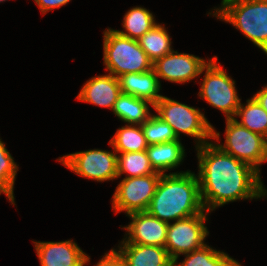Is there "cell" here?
<instances>
[{
	"label": "cell",
	"mask_w": 267,
	"mask_h": 266,
	"mask_svg": "<svg viewBox=\"0 0 267 266\" xmlns=\"http://www.w3.org/2000/svg\"><path fill=\"white\" fill-rule=\"evenodd\" d=\"M200 195L211 213L229 202L267 197L261 174L251 165L222 151L213 141L196 147Z\"/></svg>",
	"instance_id": "6da1fadb"
},
{
	"label": "cell",
	"mask_w": 267,
	"mask_h": 266,
	"mask_svg": "<svg viewBox=\"0 0 267 266\" xmlns=\"http://www.w3.org/2000/svg\"><path fill=\"white\" fill-rule=\"evenodd\" d=\"M204 210L198 176L186 170L161 175L147 212L171 223Z\"/></svg>",
	"instance_id": "7a4b0ae2"
},
{
	"label": "cell",
	"mask_w": 267,
	"mask_h": 266,
	"mask_svg": "<svg viewBox=\"0 0 267 266\" xmlns=\"http://www.w3.org/2000/svg\"><path fill=\"white\" fill-rule=\"evenodd\" d=\"M103 59L105 70L115 77L153 69V62L138 40L122 36L112 28L103 31Z\"/></svg>",
	"instance_id": "3957f363"
},
{
	"label": "cell",
	"mask_w": 267,
	"mask_h": 266,
	"mask_svg": "<svg viewBox=\"0 0 267 266\" xmlns=\"http://www.w3.org/2000/svg\"><path fill=\"white\" fill-rule=\"evenodd\" d=\"M231 24L267 55V0H237L214 15Z\"/></svg>",
	"instance_id": "277c9868"
},
{
	"label": "cell",
	"mask_w": 267,
	"mask_h": 266,
	"mask_svg": "<svg viewBox=\"0 0 267 266\" xmlns=\"http://www.w3.org/2000/svg\"><path fill=\"white\" fill-rule=\"evenodd\" d=\"M153 109L157 112L155 115L173 128L178 139L181 133L194 138L195 148L212 141L213 125L201 109L166 96H162Z\"/></svg>",
	"instance_id": "5b68a950"
},
{
	"label": "cell",
	"mask_w": 267,
	"mask_h": 266,
	"mask_svg": "<svg viewBox=\"0 0 267 266\" xmlns=\"http://www.w3.org/2000/svg\"><path fill=\"white\" fill-rule=\"evenodd\" d=\"M225 141L220 143V132L212 126V140L222 151L241 160L261 174V165L267 162V139L240 125L234 118L226 119ZM217 142V143H216Z\"/></svg>",
	"instance_id": "8992f818"
},
{
	"label": "cell",
	"mask_w": 267,
	"mask_h": 266,
	"mask_svg": "<svg viewBox=\"0 0 267 266\" xmlns=\"http://www.w3.org/2000/svg\"><path fill=\"white\" fill-rule=\"evenodd\" d=\"M217 60L218 57L214 56L203 67L205 73L202 82L200 81L198 96L215 109L222 111L225 119H231L234 118L241 99L236 89V81Z\"/></svg>",
	"instance_id": "52a82bcc"
},
{
	"label": "cell",
	"mask_w": 267,
	"mask_h": 266,
	"mask_svg": "<svg viewBox=\"0 0 267 266\" xmlns=\"http://www.w3.org/2000/svg\"><path fill=\"white\" fill-rule=\"evenodd\" d=\"M109 145L112 151L98 148L88 149L63 155L56 160L80 177L101 183L113 181L118 179L117 152L110 141Z\"/></svg>",
	"instance_id": "ba28073f"
},
{
	"label": "cell",
	"mask_w": 267,
	"mask_h": 266,
	"mask_svg": "<svg viewBox=\"0 0 267 266\" xmlns=\"http://www.w3.org/2000/svg\"><path fill=\"white\" fill-rule=\"evenodd\" d=\"M209 212L203 211L184 219L169 223L165 248L174 261H178L182 254L198 250L206 245L209 231L205 222Z\"/></svg>",
	"instance_id": "9c48e42d"
},
{
	"label": "cell",
	"mask_w": 267,
	"mask_h": 266,
	"mask_svg": "<svg viewBox=\"0 0 267 266\" xmlns=\"http://www.w3.org/2000/svg\"><path fill=\"white\" fill-rule=\"evenodd\" d=\"M162 174L123 178L112 196V209L115 213L126 215L147 211Z\"/></svg>",
	"instance_id": "30bf717a"
},
{
	"label": "cell",
	"mask_w": 267,
	"mask_h": 266,
	"mask_svg": "<svg viewBox=\"0 0 267 266\" xmlns=\"http://www.w3.org/2000/svg\"><path fill=\"white\" fill-rule=\"evenodd\" d=\"M188 53L172 51L153 63V69L161 85V79L172 83L185 84L199 77L203 67L209 62Z\"/></svg>",
	"instance_id": "8fae6325"
},
{
	"label": "cell",
	"mask_w": 267,
	"mask_h": 266,
	"mask_svg": "<svg viewBox=\"0 0 267 266\" xmlns=\"http://www.w3.org/2000/svg\"><path fill=\"white\" fill-rule=\"evenodd\" d=\"M126 216L131 220L127 226L122 227L126 231L123 239L127 243L165 247L169 223L150 215L147 211L134 212Z\"/></svg>",
	"instance_id": "7c38bea8"
},
{
	"label": "cell",
	"mask_w": 267,
	"mask_h": 266,
	"mask_svg": "<svg viewBox=\"0 0 267 266\" xmlns=\"http://www.w3.org/2000/svg\"><path fill=\"white\" fill-rule=\"evenodd\" d=\"M41 266H85L88 256L74 240L32 241Z\"/></svg>",
	"instance_id": "4fadbf2b"
},
{
	"label": "cell",
	"mask_w": 267,
	"mask_h": 266,
	"mask_svg": "<svg viewBox=\"0 0 267 266\" xmlns=\"http://www.w3.org/2000/svg\"><path fill=\"white\" fill-rule=\"evenodd\" d=\"M121 89L118 78L112 74L97 75L87 80L76 99L113 110Z\"/></svg>",
	"instance_id": "5bb4252c"
},
{
	"label": "cell",
	"mask_w": 267,
	"mask_h": 266,
	"mask_svg": "<svg viewBox=\"0 0 267 266\" xmlns=\"http://www.w3.org/2000/svg\"><path fill=\"white\" fill-rule=\"evenodd\" d=\"M118 245L116 250L126 266H173L165 247L127 243L124 239Z\"/></svg>",
	"instance_id": "9a60e30c"
},
{
	"label": "cell",
	"mask_w": 267,
	"mask_h": 266,
	"mask_svg": "<svg viewBox=\"0 0 267 266\" xmlns=\"http://www.w3.org/2000/svg\"><path fill=\"white\" fill-rule=\"evenodd\" d=\"M121 93L145 99L153 106L162 98L161 85L154 69L144 73H128L117 77Z\"/></svg>",
	"instance_id": "2e32d148"
},
{
	"label": "cell",
	"mask_w": 267,
	"mask_h": 266,
	"mask_svg": "<svg viewBox=\"0 0 267 266\" xmlns=\"http://www.w3.org/2000/svg\"><path fill=\"white\" fill-rule=\"evenodd\" d=\"M146 152L152 168L160 174L179 167L186 157L181 140L149 145Z\"/></svg>",
	"instance_id": "e0dca14e"
},
{
	"label": "cell",
	"mask_w": 267,
	"mask_h": 266,
	"mask_svg": "<svg viewBox=\"0 0 267 266\" xmlns=\"http://www.w3.org/2000/svg\"><path fill=\"white\" fill-rule=\"evenodd\" d=\"M150 107H154L153 104L145 99L121 93L112 112L126 124L142 125L153 114L150 112Z\"/></svg>",
	"instance_id": "ac0fdd59"
},
{
	"label": "cell",
	"mask_w": 267,
	"mask_h": 266,
	"mask_svg": "<svg viewBox=\"0 0 267 266\" xmlns=\"http://www.w3.org/2000/svg\"><path fill=\"white\" fill-rule=\"evenodd\" d=\"M155 20L149 9L135 6L125 13L122 21L123 30H115L122 36L138 40L157 23Z\"/></svg>",
	"instance_id": "d6986e66"
},
{
	"label": "cell",
	"mask_w": 267,
	"mask_h": 266,
	"mask_svg": "<svg viewBox=\"0 0 267 266\" xmlns=\"http://www.w3.org/2000/svg\"><path fill=\"white\" fill-rule=\"evenodd\" d=\"M140 47L154 63L158 58L172 52L171 36L161 23H156L148 32L138 39Z\"/></svg>",
	"instance_id": "ffe728a7"
},
{
	"label": "cell",
	"mask_w": 267,
	"mask_h": 266,
	"mask_svg": "<svg viewBox=\"0 0 267 266\" xmlns=\"http://www.w3.org/2000/svg\"><path fill=\"white\" fill-rule=\"evenodd\" d=\"M240 103L234 119L248 130L260 134L267 139V111L252 97ZM241 118L239 121L236 118Z\"/></svg>",
	"instance_id": "44dd1931"
},
{
	"label": "cell",
	"mask_w": 267,
	"mask_h": 266,
	"mask_svg": "<svg viewBox=\"0 0 267 266\" xmlns=\"http://www.w3.org/2000/svg\"><path fill=\"white\" fill-rule=\"evenodd\" d=\"M109 141L117 153L140 152L149 146L141 125L126 124Z\"/></svg>",
	"instance_id": "7402d4cb"
},
{
	"label": "cell",
	"mask_w": 267,
	"mask_h": 266,
	"mask_svg": "<svg viewBox=\"0 0 267 266\" xmlns=\"http://www.w3.org/2000/svg\"><path fill=\"white\" fill-rule=\"evenodd\" d=\"M118 178H132L154 174L146 150L140 152L117 153Z\"/></svg>",
	"instance_id": "603a6c76"
},
{
	"label": "cell",
	"mask_w": 267,
	"mask_h": 266,
	"mask_svg": "<svg viewBox=\"0 0 267 266\" xmlns=\"http://www.w3.org/2000/svg\"><path fill=\"white\" fill-rule=\"evenodd\" d=\"M182 255L184 260L179 263L174 261L173 266H226L233 259L228 253L213 249L207 244Z\"/></svg>",
	"instance_id": "cb8c5ba5"
},
{
	"label": "cell",
	"mask_w": 267,
	"mask_h": 266,
	"mask_svg": "<svg viewBox=\"0 0 267 266\" xmlns=\"http://www.w3.org/2000/svg\"><path fill=\"white\" fill-rule=\"evenodd\" d=\"M6 144L0 138V188L15 203L14 184L19 165L7 150Z\"/></svg>",
	"instance_id": "d4e9b609"
},
{
	"label": "cell",
	"mask_w": 267,
	"mask_h": 266,
	"mask_svg": "<svg viewBox=\"0 0 267 266\" xmlns=\"http://www.w3.org/2000/svg\"><path fill=\"white\" fill-rule=\"evenodd\" d=\"M141 126L148 145L181 140L177 138L173 128L155 114H152Z\"/></svg>",
	"instance_id": "484cf974"
},
{
	"label": "cell",
	"mask_w": 267,
	"mask_h": 266,
	"mask_svg": "<svg viewBox=\"0 0 267 266\" xmlns=\"http://www.w3.org/2000/svg\"><path fill=\"white\" fill-rule=\"evenodd\" d=\"M94 266H126L122 256L115 248H111Z\"/></svg>",
	"instance_id": "4316f807"
},
{
	"label": "cell",
	"mask_w": 267,
	"mask_h": 266,
	"mask_svg": "<svg viewBox=\"0 0 267 266\" xmlns=\"http://www.w3.org/2000/svg\"><path fill=\"white\" fill-rule=\"evenodd\" d=\"M70 1L71 0H34L43 15H45L51 10L65 6Z\"/></svg>",
	"instance_id": "83f0119b"
},
{
	"label": "cell",
	"mask_w": 267,
	"mask_h": 266,
	"mask_svg": "<svg viewBox=\"0 0 267 266\" xmlns=\"http://www.w3.org/2000/svg\"><path fill=\"white\" fill-rule=\"evenodd\" d=\"M253 97L262 106V108L267 111V85H265L262 89H260L259 91H257L253 95Z\"/></svg>",
	"instance_id": "f1b7e54d"
},
{
	"label": "cell",
	"mask_w": 267,
	"mask_h": 266,
	"mask_svg": "<svg viewBox=\"0 0 267 266\" xmlns=\"http://www.w3.org/2000/svg\"><path fill=\"white\" fill-rule=\"evenodd\" d=\"M233 1H237V0H222L221 1V5L218 8L217 7H214V9H212L213 11L208 12V15H211L212 14V16H213L223 5L228 4V3H231Z\"/></svg>",
	"instance_id": "f546056e"
},
{
	"label": "cell",
	"mask_w": 267,
	"mask_h": 266,
	"mask_svg": "<svg viewBox=\"0 0 267 266\" xmlns=\"http://www.w3.org/2000/svg\"><path fill=\"white\" fill-rule=\"evenodd\" d=\"M226 266H242V264L233 258Z\"/></svg>",
	"instance_id": "4dcf8cb0"
},
{
	"label": "cell",
	"mask_w": 267,
	"mask_h": 266,
	"mask_svg": "<svg viewBox=\"0 0 267 266\" xmlns=\"http://www.w3.org/2000/svg\"><path fill=\"white\" fill-rule=\"evenodd\" d=\"M1 194H5V196L8 198V200L10 201V203H11V205H16L7 195H6V193L0 188V195Z\"/></svg>",
	"instance_id": "1f68e13d"
}]
</instances>
